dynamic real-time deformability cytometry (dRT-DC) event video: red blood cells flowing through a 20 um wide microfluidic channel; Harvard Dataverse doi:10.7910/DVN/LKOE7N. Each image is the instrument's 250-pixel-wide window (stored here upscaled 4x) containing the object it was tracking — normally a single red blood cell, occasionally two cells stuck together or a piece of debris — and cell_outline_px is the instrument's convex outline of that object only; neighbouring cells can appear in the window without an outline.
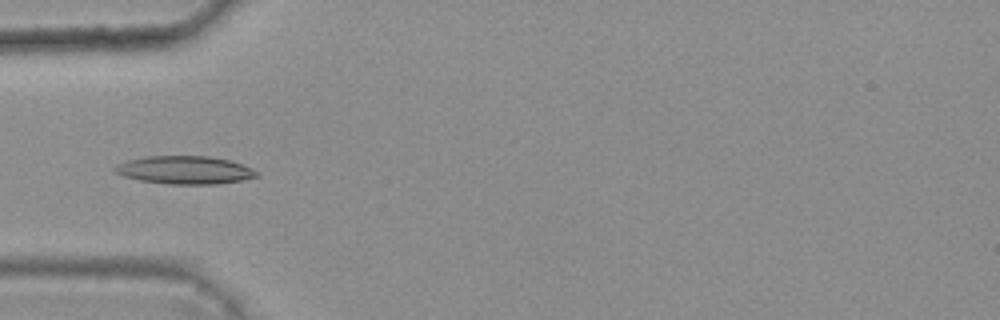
{"species": "common noctule bat (a hibernating species)", "species_latin": "Nyctalus noctula", "temperature_condition": "warm", "stored_images_in_passage": 5, "camera_frame_rate_fps": 3000, "um_per_image_px": 0.085, "animal": {"sex": "female", "body_mass_g": 25.1}, "frame": {"image": 1, "passage_image": 5, "time_ms": 1.333, "image_size_px": [1000, 320], "cell_outline_px": [[260, 176], [240, 180], [216, 184], [168, 184], [140, 180], [124, 176], [116, 172], [112, 168], [128, 160], [148, 156], [208, 156], [228, 160], [252, 168], [260, 172]], "centroid_in_image_um": [15.74, 14.45], "position_along_channel_um": 69.3, "area_um2": 22.95}}